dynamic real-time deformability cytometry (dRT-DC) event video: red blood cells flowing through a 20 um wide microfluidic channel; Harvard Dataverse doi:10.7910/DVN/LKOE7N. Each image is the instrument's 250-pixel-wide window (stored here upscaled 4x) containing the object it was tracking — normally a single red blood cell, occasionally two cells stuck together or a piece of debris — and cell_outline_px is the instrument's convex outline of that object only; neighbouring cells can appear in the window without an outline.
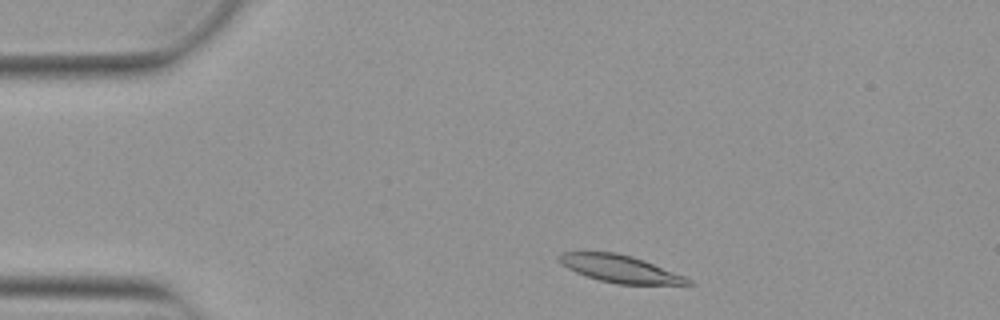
{"species": "Egyptian fruit bat (a non-hibernating species)", "species_latin": "Rousettus aegyptiacus", "temperature_condition": "warm", "stored_images_in_passage": 46, "camera_frame_rate_fps": 3000, "um_per_image_px": 0.085, "animal": {"sex": "female"}, "frame": {"image": 1, "passage_image": 3, "time_ms": 0.667, "image_size_px": [1000, 320], "cell_outline_px": [[692, 284], [616, 284], [600, 280], [576, 272], [560, 264], [556, 260], [556, 256], [560, 252], [616, 252], [632, 256], [644, 260], [684, 276], [692, 280]], "centroid_in_image_um": [52.63, 22.83], "position_along_channel_um": 32.4, "area_um2": 20.4}}
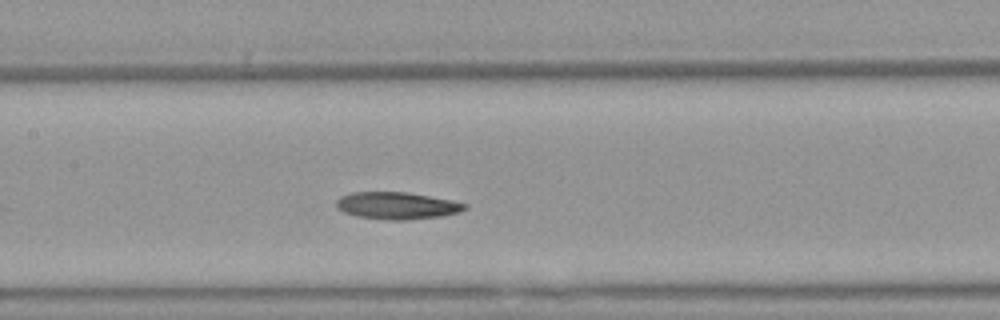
{"frame": {"image": 2, "passage_image": 18, "time_ms": 5.667, "image_size_px": [1000, 320], "cell_outline_px": [[468, 208], [460, 212], [440, 216], [404, 220], [388, 220], [356, 216], [344, 212], [336, 208], [336, 200], [340, 196], [352, 192], [408, 192], [468, 204]], "centroid_in_image_um": [33.7, 17.48], "position_along_channel_um": 173.7, "area_um2": 20.23}}
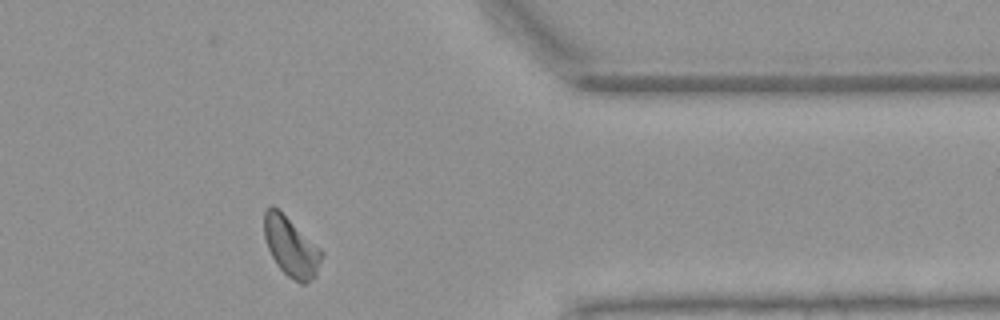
{"frame": {"image": 3, "passage_image": 36, "time_ms": 11.667, "image_size_px": [1000, 320], "cell_outline_px": [[324, 256], [316, 276], [304, 284], [300, 284], [288, 276], [276, 264], [268, 248], [264, 236], [264, 212], [272, 204], [320, 248], [324, 252]], "centroid_in_image_um": [24.75, 21.01], "position_along_channel_um": 386.6, "area_um2": 19.71}, "authors_computed_cell_mechanics": {"area_um2": 20.1722, "velocity_mm_per_s": 3.8426, "shape_relaxation_time_tau1_ms": 6.1461, "shape_relaxation_time_tau2_ms": 10.9228, "deformation_change_tau1": 0.1572, "deformation_change_tau2": 0.1819}}